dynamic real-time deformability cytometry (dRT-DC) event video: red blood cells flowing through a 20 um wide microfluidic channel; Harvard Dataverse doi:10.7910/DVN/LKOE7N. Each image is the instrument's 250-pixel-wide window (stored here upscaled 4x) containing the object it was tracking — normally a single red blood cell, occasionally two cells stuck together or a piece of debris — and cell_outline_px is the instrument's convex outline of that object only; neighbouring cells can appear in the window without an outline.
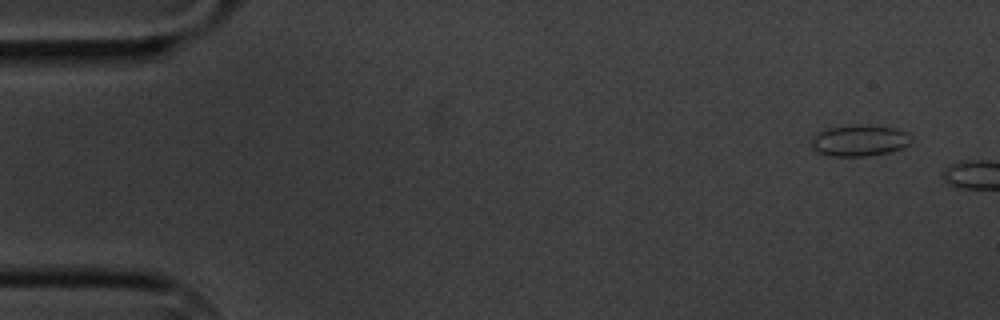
{"species": "common noctule bat (a hibernating species)", "species_latin": "Nyctalus noctula", "temperature_condition": "cold", "stored_images_in_passage": 5, "camera_frame_rate_fps": 3000, "um_per_image_px": 0.085, "animal": {"sex": "male", "body_mass_g": 20.1, "forearm_length_mm": 53.5}, "frame": {"image": 1, "passage_image": 1, "time_ms": 0.0, "image_size_px": [1000, 320], "cell_outline_px": [[912, 140], [908, 144], [900, 148], [888, 152], [868, 156], [828, 156], [812, 148], [812, 140], [820, 132], [828, 128], [896, 128], [908, 132], [912, 136]], "centroid_in_image_um": [73.09, 12.01], "position_along_channel_um": 11.9, "area_um2": 17.05}}